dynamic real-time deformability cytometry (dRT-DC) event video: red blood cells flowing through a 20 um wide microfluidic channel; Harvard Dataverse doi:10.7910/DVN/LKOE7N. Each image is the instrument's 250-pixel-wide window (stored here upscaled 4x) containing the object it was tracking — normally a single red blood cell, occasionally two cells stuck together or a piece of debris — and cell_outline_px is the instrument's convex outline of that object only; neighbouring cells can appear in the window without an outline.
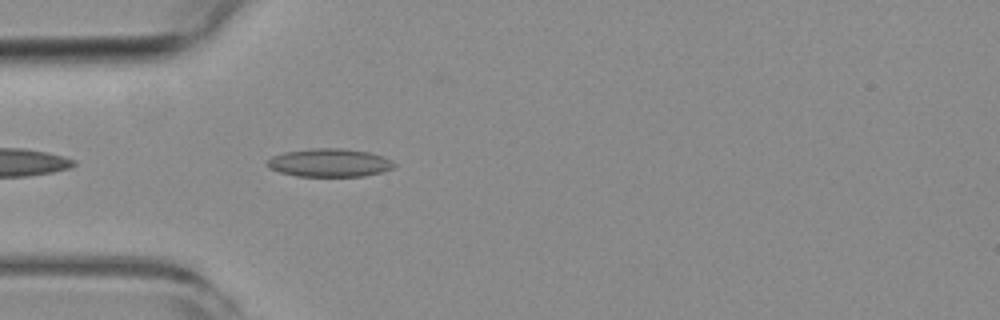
{"species": "common noctule bat (a hibernating species)", "species_latin": "Nyctalus noctula", "temperature_condition": "room temperature", "stored_images_in_passage": 3, "camera_frame_rate_fps": 3000, "um_per_image_px": 0.085, "animal": {"sex": "female", "body_mass_g": 19.3, "forearm_length_mm": 54.1}, "frame": {"image": 1, "passage_image": 3, "time_ms": 3.333, "image_size_px": [1000, 320], "cell_outline_px": [[396, 164], [392, 168], [384, 172], [364, 176], [296, 176], [280, 172], [268, 168], [264, 164], [264, 160], [272, 156], [284, 152], [316, 148], [344, 148], [368, 152], [392, 160]], "centroid_in_image_um": [27.96, 13.84], "position_along_channel_um": 57.0, "area_um2": 21.04}}